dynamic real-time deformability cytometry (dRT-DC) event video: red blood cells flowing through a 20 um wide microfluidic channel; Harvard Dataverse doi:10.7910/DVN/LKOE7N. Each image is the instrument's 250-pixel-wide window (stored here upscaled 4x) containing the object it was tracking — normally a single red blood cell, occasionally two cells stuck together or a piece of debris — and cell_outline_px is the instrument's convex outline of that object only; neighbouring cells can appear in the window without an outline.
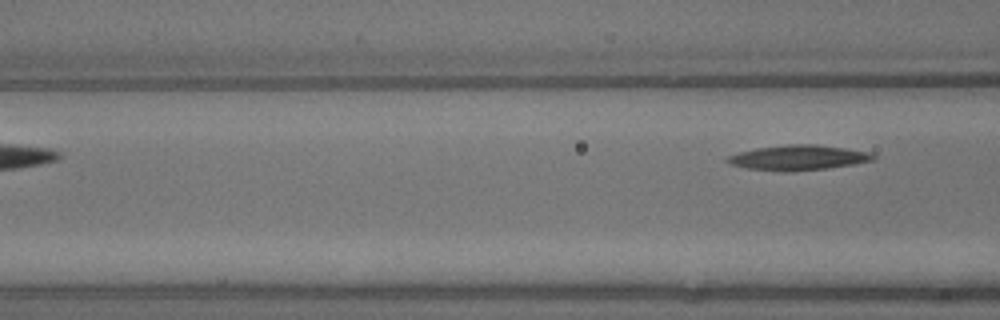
{"species": "common noctule bat (a hibernating species)", "species_latin": "Nyctalus noctula", "temperature_condition": "warm", "stored_images_in_passage": 7, "segment_of_instrument_passage": [2, 2], "camera_frame_rate_fps": 3000, "um_per_image_px": 0.085, "animal": {"sex": "male", "body_mass_g": 13.3}, "frame": {"image": 1, "passage_image": 7, "time_ms": 2.0, "image_size_px": [1000, 320], "cell_outline_px": [[876, 160], [856, 164], [828, 168], [792, 172], [784, 172], [748, 168], [732, 164], [724, 160], [728, 156], [740, 152], [756, 148], [792, 144], [816, 144], [872, 152], [876, 156]], "centroid_in_image_um": [67.92, 13.4], "position_along_channel_um": 98.7, "area_um2": 21.39}}